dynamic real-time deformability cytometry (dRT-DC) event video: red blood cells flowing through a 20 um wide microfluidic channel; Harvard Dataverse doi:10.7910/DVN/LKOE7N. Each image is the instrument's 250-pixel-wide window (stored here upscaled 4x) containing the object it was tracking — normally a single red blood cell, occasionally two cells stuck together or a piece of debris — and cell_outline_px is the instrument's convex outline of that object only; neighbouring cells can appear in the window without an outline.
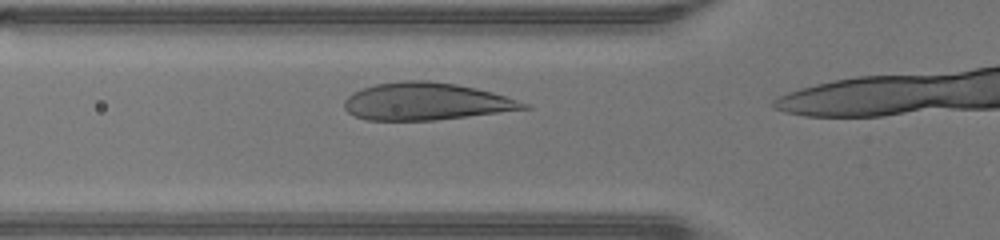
{"species": "human", "species_latin": "Homo sapiens", "temperature_condition": "warm", "stored_images_in_passage": 15, "camera_frame_rate_fps": 3000, "um_per_image_px": 0.085, "donor": {"sex": "male"}, "frame": {"image": 1, "passage_image": 11, "time_ms": 3.333, "image_size_px": [1000, 240], "cell_outline_px": [[532, 108], [436, 120], [364, 120], [348, 112], [344, 108], [344, 100], [352, 92], [376, 84], [404, 80], [428, 80], [456, 84], [476, 88], [492, 92], [528, 104]], "centroid_in_image_um": [36.18, 8.62], "position_along_channel_um": 89.6, "area_um2": 38.84}}
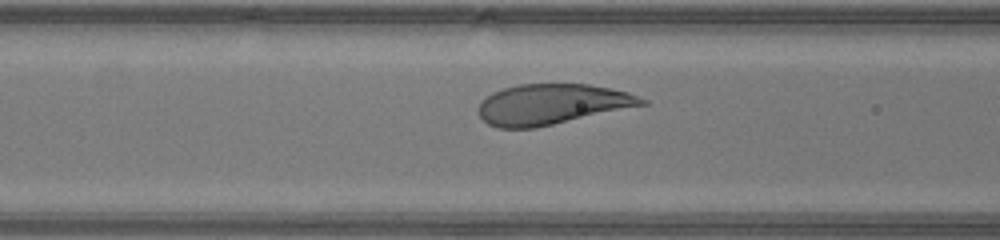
{"frame": {"image": 2, "passage_image": 13, "time_ms": 4.0, "image_size_px": [1000, 240], "cell_outline_px": [[648, 104], [536, 128], [496, 128], [488, 124], [480, 116], [476, 108], [492, 92], [504, 88], [520, 84], [588, 84], [628, 92], [648, 100]], "centroid_in_image_um": [46.91, 8.87], "position_along_channel_um": 119.7, "area_um2": 38.44}}